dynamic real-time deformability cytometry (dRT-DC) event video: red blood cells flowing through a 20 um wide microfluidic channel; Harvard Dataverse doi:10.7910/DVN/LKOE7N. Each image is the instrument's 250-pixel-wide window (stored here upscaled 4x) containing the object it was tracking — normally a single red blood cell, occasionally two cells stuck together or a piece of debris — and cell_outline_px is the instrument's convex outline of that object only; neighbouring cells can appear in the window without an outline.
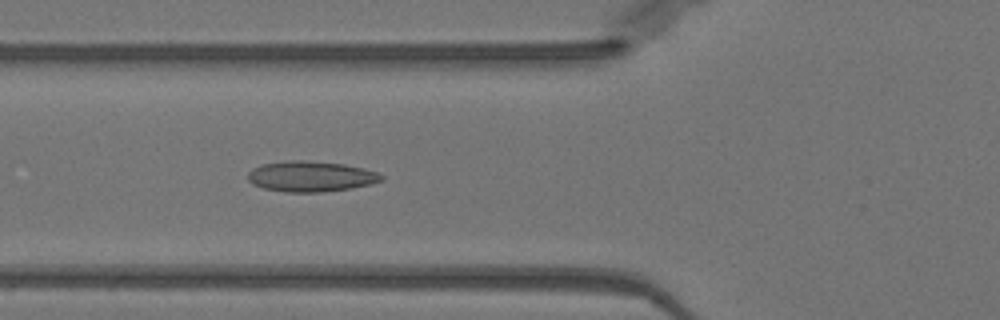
{"species": "Egyptian fruit bat (a non-hibernating species)", "species_latin": "Rousettus aegyptiacus", "temperature_condition": "warm", "stored_images_in_passage": 51, "camera_frame_rate_fps": 3000, "um_per_image_px": 0.085, "animal": {"sex": "female"}, "frame": {"image": 1, "passage_image": 19, "time_ms": 6.0, "image_size_px": [1000, 320], "cell_outline_px": [[384, 180], [372, 184], [352, 188], [320, 192], [284, 192], [264, 188], [252, 184], [248, 180], [248, 172], [252, 168], [264, 164], [288, 160], [304, 160], [344, 164], [364, 168], [376, 172], [384, 176]], "centroid_in_image_um": [26.43, 14.99], "position_along_channel_um": 99.4, "area_um2": 23.87}}
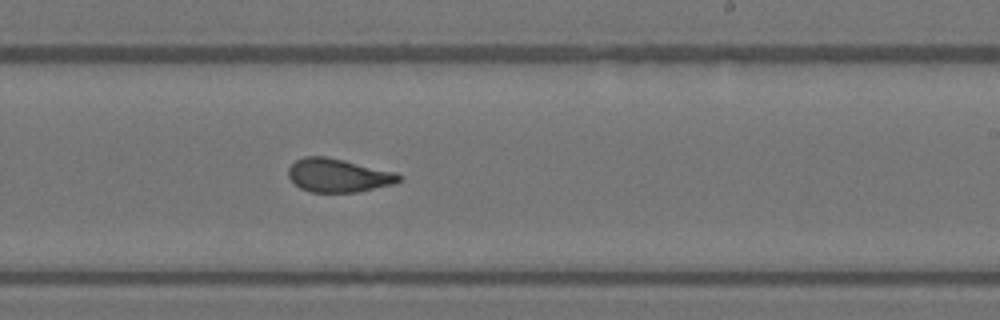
{"frame": {"image": 2, "passage_image": 31, "time_ms": 10.0, "image_size_px": [1000, 320], "cell_outline_px": [[404, 176], [400, 180], [392, 184], [356, 192], [312, 192], [300, 188], [288, 176], [288, 168], [296, 160], [304, 156], [324, 156], [344, 160], [396, 172]], "centroid_in_image_um": [28.75, 14.9], "position_along_channel_um": 260.2, "area_um2": 21.44}}
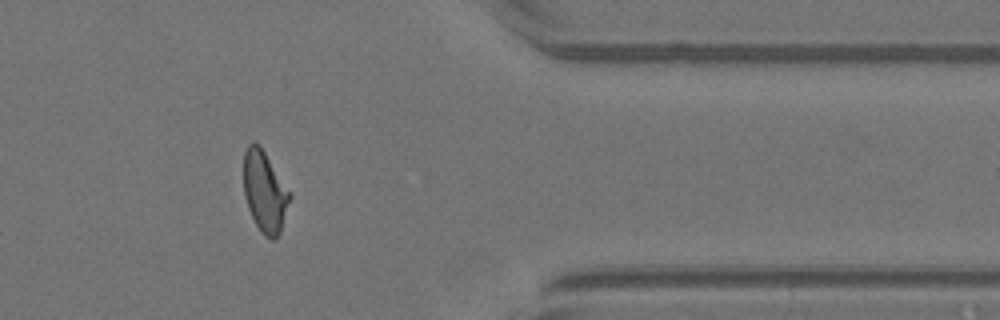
{"frame": {"image": 3, "passage_image": 42, "time_ms": 13.667, "image_size_px": [1000, 320], "cell_outline_px": [[292, 196], [280, 232], [276, 240], [272, 240], [264, 236], [260, 232], [248, 208], [244, 196], [244, 152], [248, 144], [252, 140], [260, 144]], "centroid_in_image_um": [22.5, 16.29], "position_along_channel_um": 388.9, "area_um2": 21.85}, "authors_computed_cell_mechanics": {"area_um2": 22.1374, "velocity_mm_per_s": 4.0138, "shape_relaxation_time_tau1_ms": 5.8691, "shape_relaxation_time_tau2_ms": 1.0838, "deformation_change_tau1": 0.1501, "deformation_change_tau2": 0.0741}}